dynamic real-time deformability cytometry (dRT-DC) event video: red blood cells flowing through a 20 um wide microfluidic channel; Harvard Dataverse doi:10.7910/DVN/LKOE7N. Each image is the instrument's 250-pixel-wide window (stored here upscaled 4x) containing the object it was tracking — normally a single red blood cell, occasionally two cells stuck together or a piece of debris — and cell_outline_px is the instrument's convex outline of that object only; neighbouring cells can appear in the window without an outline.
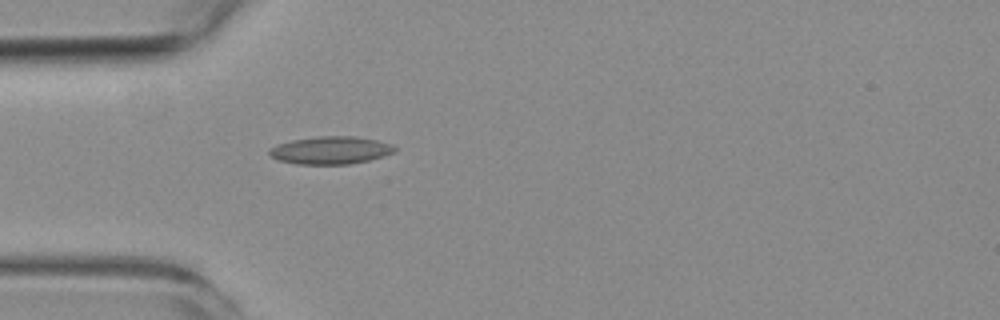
{"species": "common noctule bat (a hibernating species)", "species_latin": "Nyctalus noctula", "temperature_condition": "room temperature", "stored_images_in_passage": 4, "camera_frame_rate_fps": 3000, "um_per_image_px": 0.085, "animal": {"sex": "female", "body_mass_g": 19.3, "forearm_length_mm": 54.1}, "frame": {"image": 1, "passage_image": 4, "time_ms": 3.333, "image_size_px": [1000, 320], "cell_outline_px": [[396, 152], [384, 156], [368, 160], [348, 164], [296, 164], [276, 160], [268, 152], [268, 148], [276, 144], [292, 140], [320, 136], [356, 136], [376, 140], [392, 144], [396, 148]], "centroid_in_image_um": [28.09, 12.77], "position_along_channel_um": 56.9, "area_um2": 20.35}}